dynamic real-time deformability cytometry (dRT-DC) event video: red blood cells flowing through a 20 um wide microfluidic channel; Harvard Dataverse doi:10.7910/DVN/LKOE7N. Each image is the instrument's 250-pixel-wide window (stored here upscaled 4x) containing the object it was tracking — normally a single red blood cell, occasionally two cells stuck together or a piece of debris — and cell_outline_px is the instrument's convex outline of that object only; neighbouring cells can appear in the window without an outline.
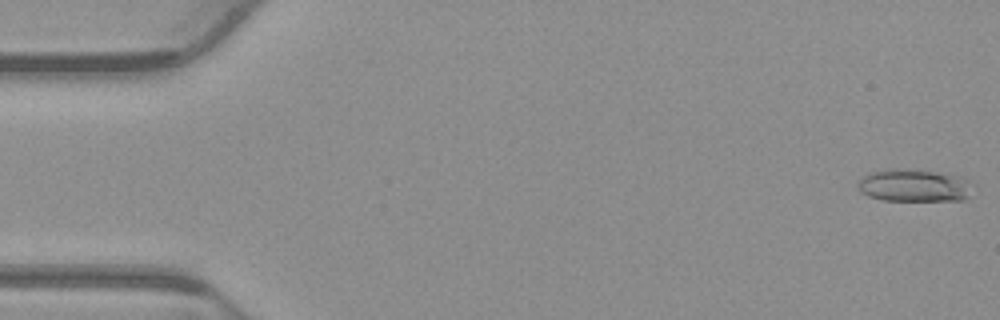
{"species": "common noctule bat (a hibernating species)", "species_latin": "Nyctalus noctula", "temperature_condition": "warm", "stored_images_in_passage": 53, "camera_frame_rate_fps": 3000, "um_per_image_px": 0.085, "animal": {"sex": "male", "body_mass_g": 23.1, "forearm_length_mm": 52.7}, "frame": {"image": 1, "passage_image": 1, "time_ms": 0.0, "image_size_px": [1000, 320], "cell_outline_px": [[964, 200], [884, 200], [868, 196], [860, 192], [856, 188], [856, 180], [868, 172], [888, 168], [896, 168], [936, 172], [960, 176], [964, 180]], "centroid_in_image_um": [77.43, 15.75], "position_along_channel_um": 7.6, "area_um2": 21.21}}
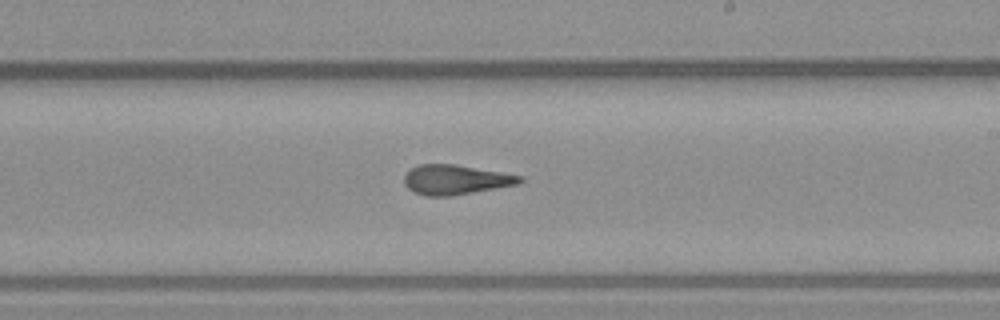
{"frame": {"image": 2, "passage_image": 31, "time_ms": 10.0, "image_size_px": [1000, 320], "cell_outline_px": [[524, 180], [520, 184], [452, 196], [424, 196], [412, 192], [404, 184], [404, 176], [412, 168], [420, 164], [456, 164], [504, 172], [524, 176]], "centroid_in_image_um": [38.76, 15.28], "position_along_channel_um": 250.2, "area_um2": 20.35}}
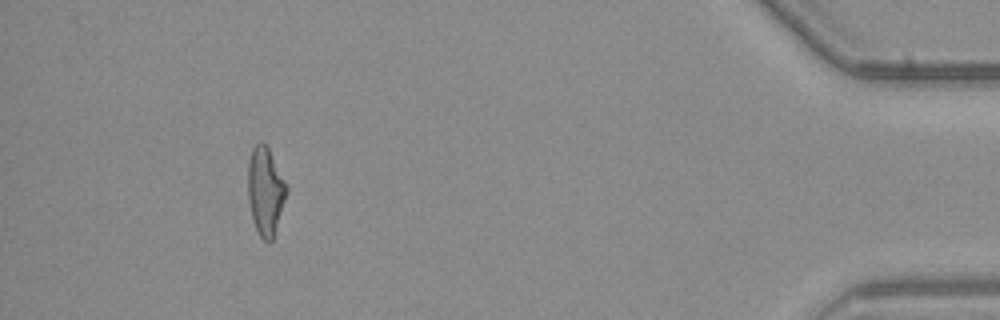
{"frame": {"image": 3, "passage_image": 49, "time_ms": 16.0, "image_size_px": [1000, 320], "cell_outline_px": [[288, 192], [272, 240], [268, 244], [260, 236], [252, 220], [248, 200], [248, 160], [252, 148], [260, 140], [264, 140], [288, 184]], "centroid_in_image_um": [22.57, 16.2], "position_along_channel_um": 412.6, "area_um2": 20.17}, "authors_computed_cell_mechanics": {"area_um2": 20.1722, "velocity_mm_per_s": 3.8606, "shape_relaxation_time_tau1_ms": null, "shape_relaxation_time_tau2_ms": 3.0938, "deformation_change_tau1": null, "deformation_change_tau2": 0.1402}}